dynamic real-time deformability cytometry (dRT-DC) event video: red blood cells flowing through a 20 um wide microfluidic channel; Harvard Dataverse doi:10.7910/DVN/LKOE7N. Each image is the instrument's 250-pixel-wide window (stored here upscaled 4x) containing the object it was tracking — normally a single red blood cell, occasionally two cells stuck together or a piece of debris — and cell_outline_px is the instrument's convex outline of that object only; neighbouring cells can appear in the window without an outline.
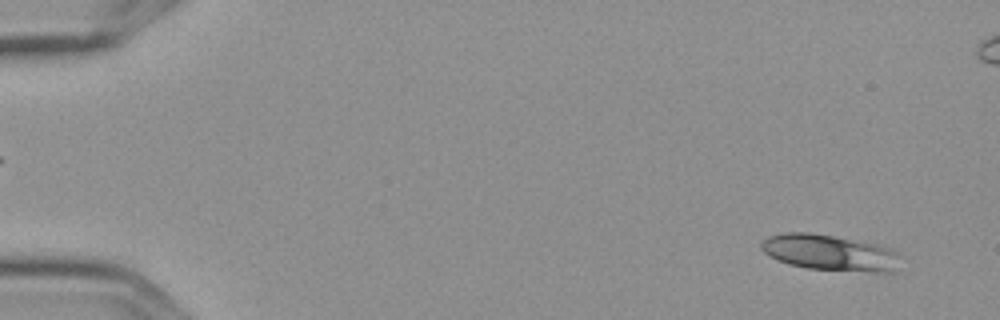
{"species": "Egyptian fruit bat (a non-hibernating species)", "species_latin": "Rousettus aegyptiacus", "temperature_condition": "cold", "stored_images_in_passage": 2, "camera_frame_rate_fps": 3000, "um_per_image_px": 0.085, "frame": {"image": 1, "passage_image": 2, "time_ms": 0.333, "image_size_px": [1000, 320], "cell_outline_px": [[900, 256], [892, 272], [876, 272], [808, 268], [788, 264], [764, 252], [760, 248], [760, 244], [768, 236], [784, 232], [808, 232], [832, 236], [876, 244], [892, 248], [900, 252]], "centroid_in_image_um": [70.53, 21.46], "position_along_channel_um": 14.5, "area_um2": 28.84}}